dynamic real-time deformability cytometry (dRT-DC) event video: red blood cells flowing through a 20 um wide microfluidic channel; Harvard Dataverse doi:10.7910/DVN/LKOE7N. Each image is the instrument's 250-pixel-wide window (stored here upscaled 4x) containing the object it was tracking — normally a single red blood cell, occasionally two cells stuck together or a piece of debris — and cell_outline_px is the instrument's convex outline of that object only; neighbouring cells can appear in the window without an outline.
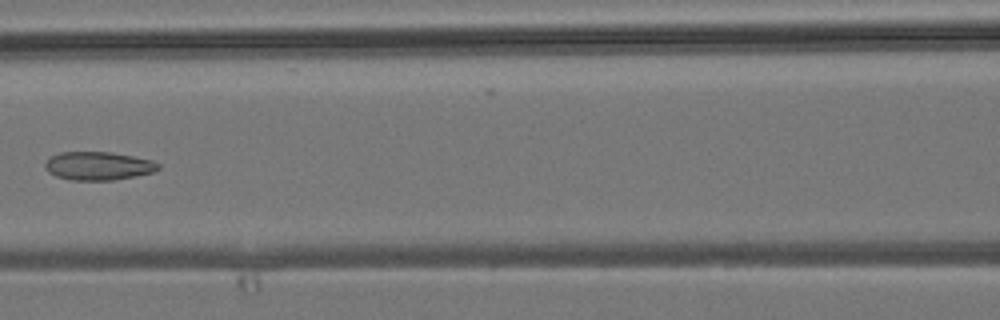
{"species": "common noctule bat (a hibernating species)", "species_latin": "Nyctalus noctula", "temperature_condition": "room temperature", "stored_images_in_passage": 6, "camera_frame_rate_fps": 3000, "um_per_image_px": 0.085, "animal": {"sex": "male", "body_mass_g": 19.2, "forearm_length_mm": 51.8}, "frame": {"image": 1, "passage_image": 5, "time_ms": 5.667, "image_size_px": [1000, 320], "cell_outline_px": [[160, 168], [152, 172], [136, 176], [112, 180], [72, 180], [56, 176], [48, 172], [44, 168], [44, 164], [52, 156], [60, 152], [112, 152], [152, 160], [160, 164]], "centroid_in_image_um": [8.35, 14.1], "position_along_channel_um": 158.2, "area_um2": 18.67}}
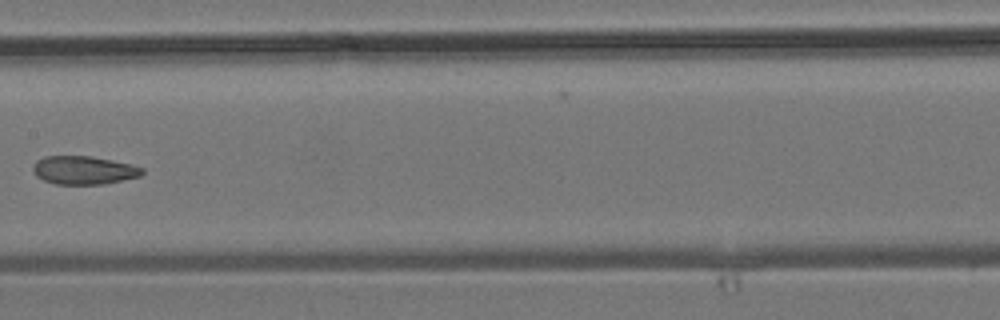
{"frame": {"image": 2, "passage_image": 6, "time_ms": 6.667, "image_size_px": [1000, 320], "cell_outline_px": [[144, 172], [140, 176], [104, 184], [56, 184], [44, 180], [36, 176], [32, 172], [32, 164], [36, 160], [44, 156], [92, 156], [132, 164], [144, 168]], "centroid_in_image_um": [7.1, 14.46], "position_along_channel_um": 200.3, "area_um2": 18.21}}